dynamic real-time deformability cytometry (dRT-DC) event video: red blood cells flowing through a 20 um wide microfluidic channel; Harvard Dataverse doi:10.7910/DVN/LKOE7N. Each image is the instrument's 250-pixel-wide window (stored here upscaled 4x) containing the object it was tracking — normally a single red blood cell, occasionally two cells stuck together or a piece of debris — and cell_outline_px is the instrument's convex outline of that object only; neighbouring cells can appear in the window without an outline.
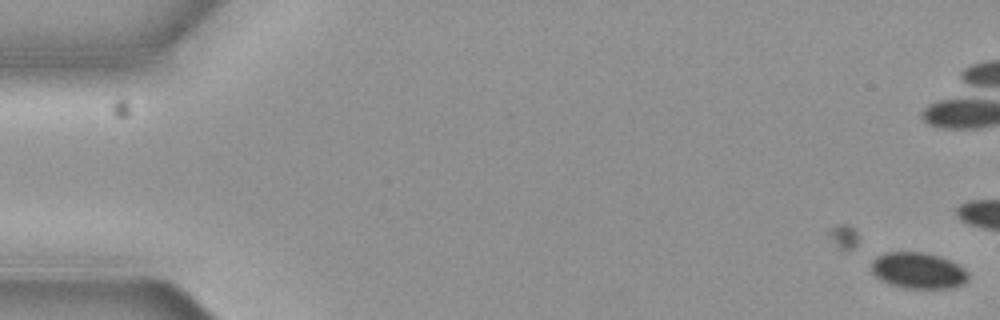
{"species": "common noctule bat (a hibernating species)", "species_latin": "Nyctalus noctula", "temperature_condition": "cold", "stored_images_in_passage": 2, "camera_frame_rate_fps": 3000, "um_per_image_px": 0.085, "animal": {"sex": "female", "body_mass_g": 19.3, "forearm_length_mm": 54.1}, "frame": {"image": 1, "passage_image": 2, "time_ms": 0.333, "image_size_px": [1000, 320], "cell_outline_px": [[968, 280], [964, 284], [952, 288], [904, 288], [880, 280], [872, 272], [872, 260], [876, 256], [884, 252], [920, 252], [936, 256], [948, 260], [964, 268], [968, 272]], "centroid_in_image_um": [78.04, 23.0], "position_along_channel_um": 7.0, "area_um2": 20.29}}